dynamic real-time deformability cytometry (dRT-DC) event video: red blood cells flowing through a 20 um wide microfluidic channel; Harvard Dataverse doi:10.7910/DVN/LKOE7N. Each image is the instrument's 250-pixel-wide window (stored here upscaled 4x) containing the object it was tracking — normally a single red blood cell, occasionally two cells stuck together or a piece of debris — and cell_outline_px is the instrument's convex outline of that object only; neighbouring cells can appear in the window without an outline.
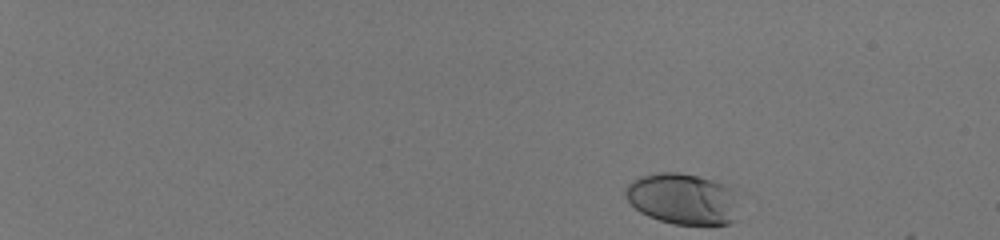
{"species": "human", "species_latin": "Homo sapiens", "temperature_condition": "room temperature", "stored_images_in_passage": 48, "camera_frame_rate_fps": 3000, "um_per_image_px": 0.085, "donor": {"sex": "male"}, "frame": {"image": 1, "passage_image": 1, "time_ms": 0.0, "image_size_px": [1000, 240], "cell_outline_px": [[732, 220], [728, 224], [676, 224], [660, 220], [648, 216], [640, 212], [628, 200], [628, 184], [640, 176], [660, 172], [680, 172], [696, 176], [720, 184], [728, 188]], "centroid_in_image_um": [57.86, 16.89], "position_along_channel_um": 27.1, "area_um2": 31.79}}
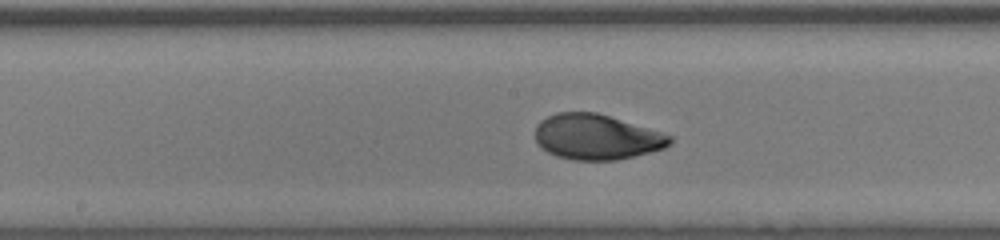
{"frame": {"image": 2, "passage_image": 27, "time_ms": 8.667, "image_size_px": [1000, 240], "cell_outline_px": [[672, 140], [664, 148], [616, 160], [576, 160], [556, 156], [548, 152], [536, 140], [536, 124], [540, 120], [556, 112], [596, 112], [660, 132], [672, 136]], "centroid_in_image_um": [50.67, 11.63], "position_along_channel_um": 197.5, "area_um2": 35.03}}
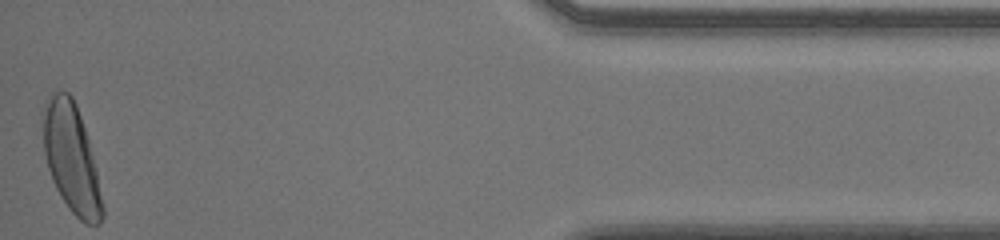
{"frame": {"image": 3, "passage_image": 48, "time_ms": 15.667, "image_size_px": [1000, 240], "cell_outline_px": [[104, 216], [100, 224], [84, 224], [68, 208], [60, 196], [52, 180], [48, 168], [44, 152], [40, 112], [52, 92], [68, 92], [72, 96], [76, 104], [88, 140], [96, 168], [104, 208]], "centroid_in_image_um": [6.04, 13.46], "position_along_channel_um": 429.2, "area_um2": 37.8}, "authors_computed_cell_mechanics": {"area_um2": 34.969, "velocity_mm_per_s": 4.0274, "shape_relaxation_time_tau1_ms": 3.2311, "shape_relaxation_time_tau2_ms": null, "deformation_change_tau1": 0.1784, "deformation_change_tau2": null}}